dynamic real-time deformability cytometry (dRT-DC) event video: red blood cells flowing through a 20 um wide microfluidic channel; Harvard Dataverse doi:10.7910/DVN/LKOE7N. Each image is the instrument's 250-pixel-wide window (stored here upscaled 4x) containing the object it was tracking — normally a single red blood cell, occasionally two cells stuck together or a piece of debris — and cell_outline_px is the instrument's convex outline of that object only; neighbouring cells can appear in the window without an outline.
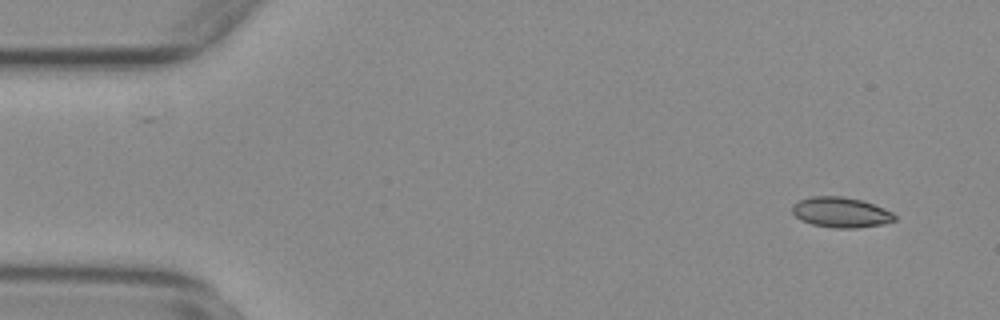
{"species": "common noctule bat (a hibernating species)", "species_latin": "Nyctalus noctula", "temperature_condition": "warm", "stored_images_in_passage": 13, "camera_frame_rate_fps": 3000, "um_per_image_px": 0.085, "animal": {"sex": "female", "body_mass_g": 29.2, "forearm_length_mm": 56.3}, "frame": {"image": 1, "passage_image": 4, "time_ms": 1.0, "image_size_px": [1000, 320], "cell_outline_px": [[896, 220], [884, 224], [856, 228], [832, 228], [812, 224], [800, 220], [792, 212], [792, 204], [800, 200], [812, 196], [840, 196], [860, 200], [884, 208], [892, 212], [896, 216]], "centroid_in_image_um": [71.47, 18.06], "position_along_channel_um": 13.5, "area_um2": 18.09}}